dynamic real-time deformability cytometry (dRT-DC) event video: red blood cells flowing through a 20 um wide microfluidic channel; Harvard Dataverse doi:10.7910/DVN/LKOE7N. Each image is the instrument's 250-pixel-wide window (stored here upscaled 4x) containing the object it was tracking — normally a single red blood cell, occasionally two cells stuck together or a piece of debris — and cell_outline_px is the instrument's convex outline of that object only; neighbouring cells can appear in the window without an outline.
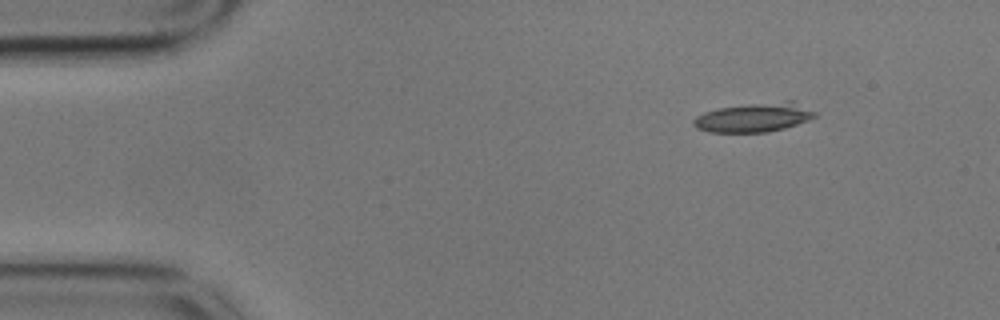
{"species": "common noctule bat (a hibernating species)", "species_latin": "Nyctalus noctula", "temperature_condition": "cold", "stored_images_in_passage": 12, "camera_frame_rate_fps": 3000, "um_per_image_px": 0.085, "animal": {"sex": "male", "body_mass_g": 17.9}, "frame": {"image": 1, "passage_image": 1, "time_ms": 0.0, "image_size_px": [1000, 320], "cell_outline_px": [[816, 116], [808, 120], [784, 128], [768, 132], [708, 132], [696, 128], [692, 124], [692, 120], [696, 116], [704, 112], [720, 108], [748, 104], [784, 100], [792, 100], [816, 112]], "centroid_in_image_um": [64.08, 9.97], "position_along_channel_um": 20.9, "area_um2": 20.63}}